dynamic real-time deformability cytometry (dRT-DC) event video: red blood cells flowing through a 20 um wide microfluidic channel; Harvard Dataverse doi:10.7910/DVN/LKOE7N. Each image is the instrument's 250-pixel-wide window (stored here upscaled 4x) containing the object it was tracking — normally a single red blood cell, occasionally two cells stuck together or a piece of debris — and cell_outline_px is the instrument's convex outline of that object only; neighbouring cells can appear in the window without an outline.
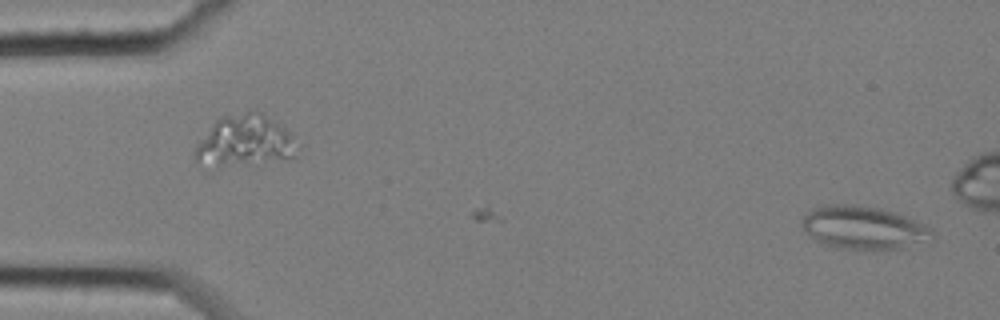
{"species": "common noctule bat (a hibernating species)", "species_latin": "Nyctalus noctula", "temperature_condition": "cold", "stored_images_in_passage": 48, "segment_of_instrument_passage": [1, 2], "camera_frame_rate_fps": 3000, "um_per_image_px": 0.085, "animal": {"sex": "female", "body_mass_g": 25.1}, "frame": {"image": 1, "passage_image": 1, "time_ms": 0.0, "image_size_px": [1000, 320], "cell_outline_px": [[936, 236], [900, 248], [848, 248], [828, 244], [816, 240], [808, 236], [800, 224], [804, 216], [812, 208], [824, 204], [852, 204], [880, 208], [904, 216], [928, 228]], "centroid_in_image_um": [73.29, 19.31], "position_along_channel_um": 11.7, "area_um2": 31.62}}